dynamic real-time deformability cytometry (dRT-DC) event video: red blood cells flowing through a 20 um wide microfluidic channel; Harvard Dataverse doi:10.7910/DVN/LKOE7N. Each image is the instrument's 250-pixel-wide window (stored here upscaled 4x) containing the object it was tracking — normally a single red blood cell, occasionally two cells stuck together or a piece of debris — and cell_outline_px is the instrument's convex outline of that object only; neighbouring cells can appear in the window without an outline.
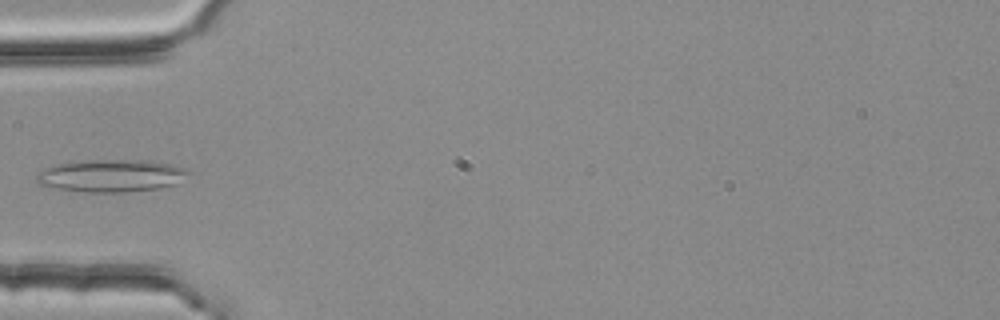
{"species": "common noctule bat (a hibernating species)", "species_latin": "Nyctalus noctula", "temperature_condition": "room temperature", "stored_images_in_passage": 3, "camera_frame_rate_fps": 3000, "um_per_image_px": 0.085, "animal": {"sex": "female", "body_mass_g": 25.1}, "frame": {"image": 1, "passage_image": 3, "time_ms": 0.667, "image_size_px": [1000, 320], "cell_outline_px": [[192, 172], [176, 184], [160, 188], [124, 192], [84, 192], [52, 188], [36, 184], [36, 176], [44, 168], [60, 164], [92, 160], [144, 160], [172, 164], [184, 168]], "centroid_in_image_um": [9.46, 14.95], "position_along_channel_um": 75.5, "area_um2": 28.73}}